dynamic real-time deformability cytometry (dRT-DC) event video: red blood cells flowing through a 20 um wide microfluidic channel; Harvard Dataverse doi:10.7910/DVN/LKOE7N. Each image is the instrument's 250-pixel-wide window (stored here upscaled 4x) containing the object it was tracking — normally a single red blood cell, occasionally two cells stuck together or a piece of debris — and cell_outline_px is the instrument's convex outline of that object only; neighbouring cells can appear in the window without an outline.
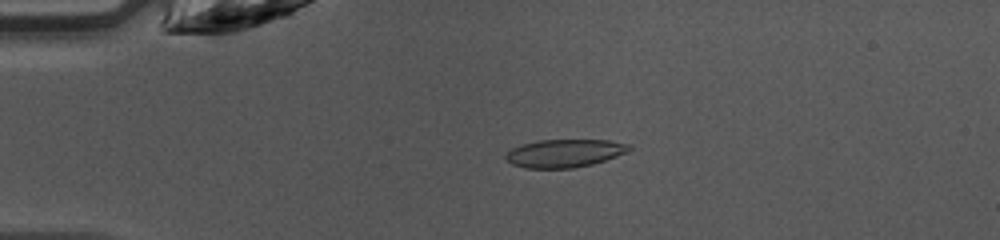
{"species": "common noctule bat (a hibernating species)", "species_latin": "Nyctalus noctula", "temperature_condition": "warm", "stored_images_in_passage": 47, "camera_frame_rate_fps": 3000, "um_per_image_px": 0.085, "animal": {"sex": "female", "body_mass_g": 10.0, "forearm_length_mm": 53.1}, "frame": {"image": 1, "passage_image": 11, "time_ms": 3.333, "image_size_px": [1000, 240], "cell_outline_px": [[632, 148], [628, 152], [592, 164], [572, 168], [524, 168], [512, 164], [504, 156], [512, 148], [520, 144], [540, 140], [608, 140], [632, 144]], "centroid_in_image_um": [48.0, 13.02], "position_along_channel_um": 37.0, "area_um2": 20.17}}
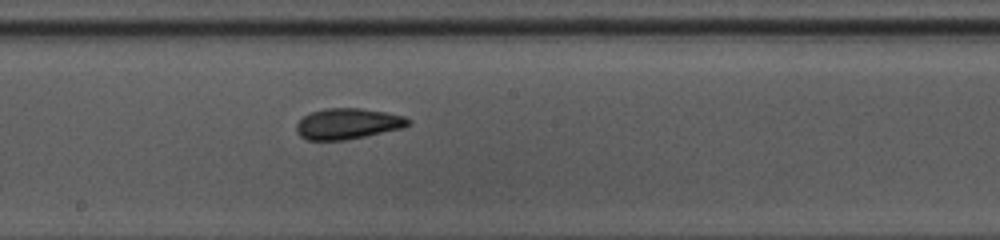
{"frame": {"image": 2, "passage_image": 26, "time_ms": 8.333, "image_size_px": [1000, 240], "cell_outline_px": [[412, 124], [404, 128], [344, 140], [308, 140], [300, 136], [296, 132], [296, 124], [304, 116], [312, 112], [324, 108], [360, 108], [384, 112], [404, 116], [412, 120]], "centroid_in_image_um": [29.58, 10.51], "position_along_channel_um": 218.6, "area_um2": 20.11}}
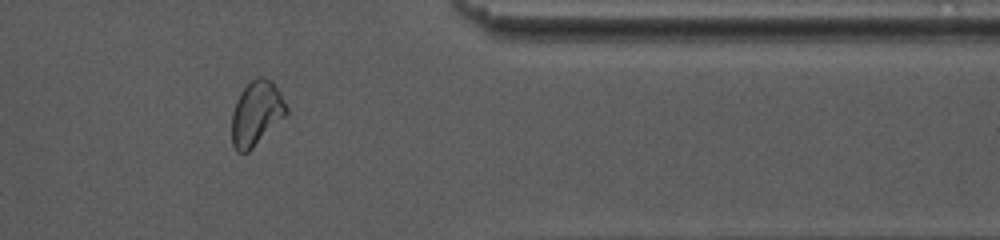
{"frame": {"image": 3, "passage_image": 39, "time_ms": 12.667, "image_size_px": [1000, 240], "cell_outline_px": [[288, 112], [248, 152], [236, 152], [232, 144], [232, 112], [236, 100], [240, 92], [256, 76], [264, 76], [272, 80], [280, 92], [288, 108]], "centroid_in_image_um": [21.78, 9.6], "position_along_channel_um": 389.6, "area_um2": 20.4}, "authors_computed_cell_mechanics": {"area_um2": 20.1722, "velocity_mm_per_s": 4.2475, "shape_relaxation_time_tau1_ms": 8.7416, "shape_relaxation_time_tau2_ms": 1.7554, "deformation_change_tau1": 0.1861, "deformation_change_tau2": 0.0804}}